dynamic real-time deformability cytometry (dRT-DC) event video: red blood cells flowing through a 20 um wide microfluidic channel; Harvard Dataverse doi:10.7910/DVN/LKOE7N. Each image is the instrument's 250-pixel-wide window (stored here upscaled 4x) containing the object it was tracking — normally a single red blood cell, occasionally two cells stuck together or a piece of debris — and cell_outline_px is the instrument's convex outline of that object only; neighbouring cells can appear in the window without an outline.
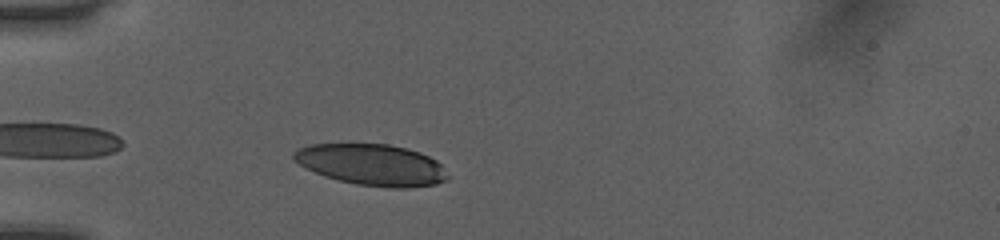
{"species": "human", "species_latin": "Homo sapiens", "temperature_condition": "room temperature", "stored_images_in_passage": 35, "camera_frame_rate_fps": 3000, "um_per_image_px": 0.085, "donor": {"sex": "female"}, "frame": {"image": 1, "passage_image": 3, "time_ms": 0.667, "image_size_px": [1000, 240], "cell_outline_px": [[448, 180], [436, 184], [408, 188], [392, 188], [356, 184], [324, 176], [300, 164], [292, 156], [292, 152], [308, 144], [348, 140], [388, 144], [408, 148], [420, 152], [436, 160], [440, 164], [448, 176]], "centroid_in_image_um": [31.57, 13.94], "position_along_channel_um": 53.4, "area_um2": 38.03}}
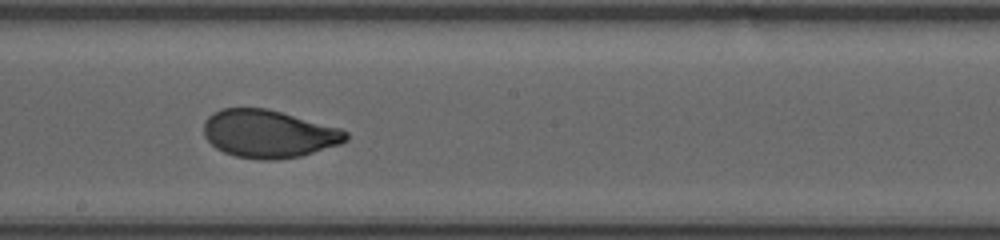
{"frame": {"image": 2, "passage_image": 17, "time_ms": 5.333, "image_size_px": [1000, 240], "cell_outline_px": [[348, 140], [340, 144], [300, 156], [276, 160], [260, 160], [236, 156], [224, 152], [216, 148], [204, 136], [204, 124], [208, 116], [212, 112], [220, 108], [268, 108], [340, 128], [348, 132]], "centroid_in_image_um": [22.83, 11.37], "position_along_channel_um": 225.4, "area_um2": 39.71}}
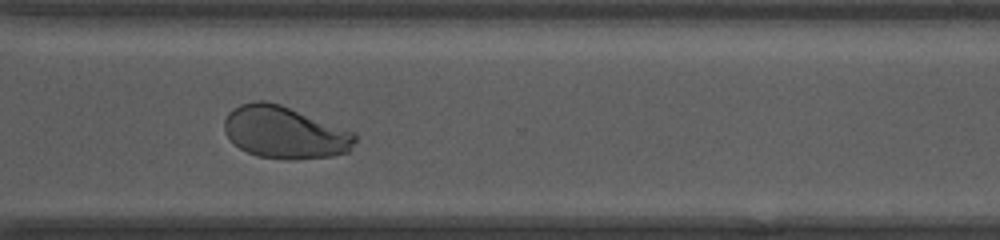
{"frame": {"image": 3, "passage_image": 26, "time_ms": 8.333, "image_size_px": [1000, 240], "cell_outline_px": [[356, 140], [348, 152], [332, 156], [292, 160], [288, 160], [260, 156], [248, 152], [240, 148], [224, 132], [224, 120], [228, 112], [232, 108], [240, 104], [252, 100], [264, 100], [280, 104], [356, 132]], "centroid_in_image_um": [24.21, 11.24], "position_along_channel_um": 346.4, "area_um2": 39.94}, "authors_computed_cell_mechanics": {"area_um2": 39.1884, "velocity_mm_per_s": 4.0508, "shape_relaxation_time_tau1_ms": 3.2205, "shape_relaxation_time_tau2_ms": null, "deformation_change_tau1": 0.1506, "deformation_change_tau2": null}}